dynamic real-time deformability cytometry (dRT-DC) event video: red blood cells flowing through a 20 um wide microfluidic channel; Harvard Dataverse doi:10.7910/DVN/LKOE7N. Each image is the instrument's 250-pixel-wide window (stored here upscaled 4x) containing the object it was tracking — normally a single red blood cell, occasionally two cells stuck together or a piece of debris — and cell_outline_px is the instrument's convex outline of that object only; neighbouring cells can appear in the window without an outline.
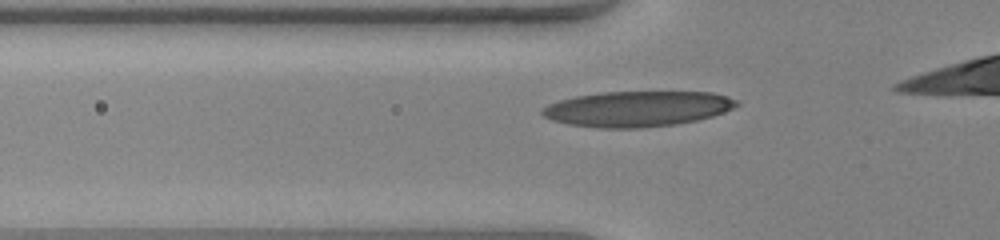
{"species": "human", "species_latin": "Homo sapiens", "temperature_condition": "warm", "stored_images_in_passage": 31, "camera_frame_rate_fps": 3000, "um_per_image_px": 0.085, "donor": {"sex": "female"}, "frame": {"image": 1, "passage_image": 4, "time_ms": 1.0, "image_size_px": [1000, 240], "cell_outline_px": [[740, 104], [724, 112], [712, 116], [696, 120], [676, 124], [640, 128], [596, 128], [568, 124], [552, 120], [544, 116], [540, 112], [548, 104], [560, 100], [576, 96], [604, 92], [712, 92], [736, 100]], "centroid_in_image_um": [54.16, 9.25], "position_along_channel_um": 71.6, "area_um2": 40.0}}
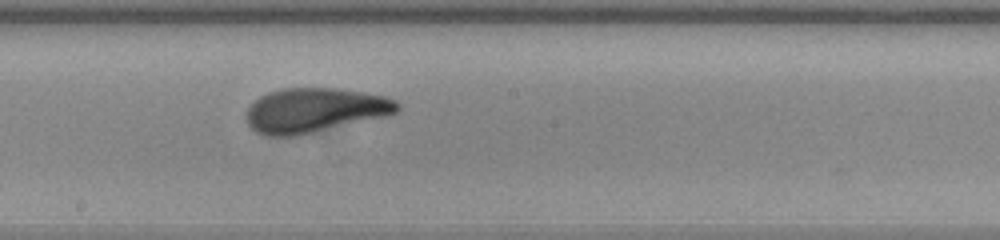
{"frame": {"image": 2, "passage_image": 15, "time_ms": 4.667, "image_size_px": [1000, 240], "cell_outline_px": [[400, 108], [396, 112], [388, 116], [296, 136], [264, 136], [256, 132], [248, 124], [248, 108], [260, 96], [268, 92], [280, 88], [336, 88], [384, 96], [396, 100], [400, 104]], "centroid_in_image_um": [26.77, 9.37], "position_along_channel_um": 221.4, "area_um2": 39.07}}
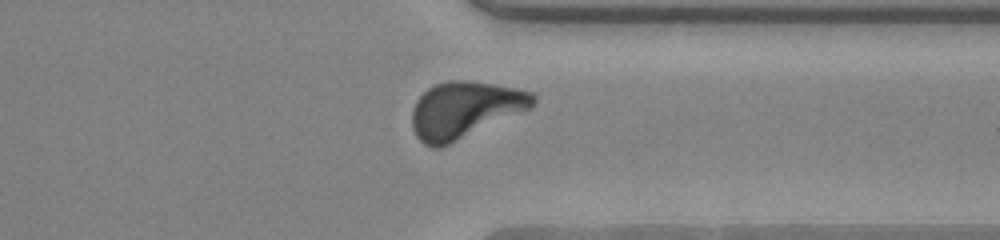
{"frame": {"image": 3, "passage_image": 26, "time_ms": 8.333, "image_size_px": [1000, 240], "cell_outline_px": [[536, 100], [532, 108], [440, 148], [432, 148], [424, 144], [416, 136], [412, 128], [412, 108], [416, 100], [428, 88], [436, 84], [448, 80], [468, 80], [492, 84], [536, 92]], "centroid_in_image_um": [39.51, 9.33], "position_along_channel_um": 371.9, "area_um2": 40.0}}